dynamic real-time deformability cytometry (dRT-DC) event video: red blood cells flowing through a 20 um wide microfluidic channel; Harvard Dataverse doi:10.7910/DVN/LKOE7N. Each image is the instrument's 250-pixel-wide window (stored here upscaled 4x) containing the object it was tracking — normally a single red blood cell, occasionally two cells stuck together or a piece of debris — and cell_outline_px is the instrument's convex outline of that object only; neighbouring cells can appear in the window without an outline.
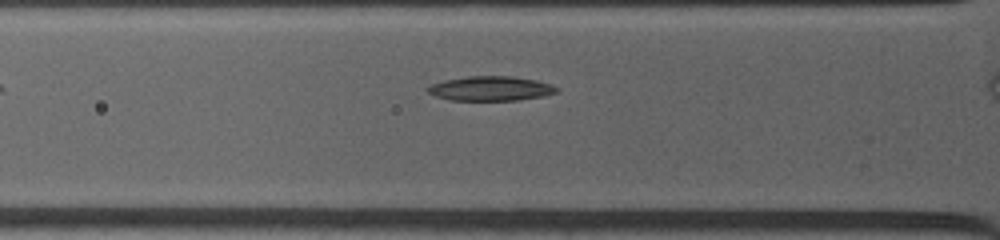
{"species": "common noctule bat (a hibernating species)", "species_latin": "Nyctalus noctula", "temperature_condition": "warm", "stored_images_in_passage": 25, "camera_frame_rate_fps": 4500, "um_per_image_px": 0.085, "animal": {"sex": "female", "body_mass_g": 19.0, "forearm_length_mm": 53.3}, "frame": {"image": 1, "passage_image": 2, "time_ms": 0.222, "image_size_px": [1000, 240], "cell_outline_px": [[560, 92], [544, 96], [516, 100], [448, 100], [436, 96], [428, 92], [424, 88], [432, 84], [444, 80], [468, 76], [512, 76], [536, 80], [552, 84], [560, 88]], "centroid_in_image_um": [41.74, 7.52], "position_along_channel_um": 84.1, "area_um2": 18.61}}
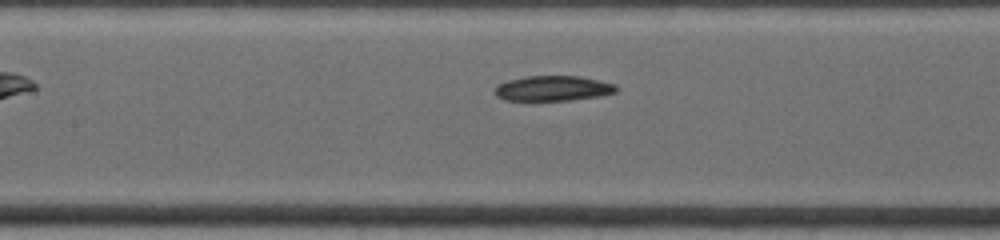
{"frame": {"image": 2, "passage_image": 7, "time_ms": 2.222, "image_size_px": [1000, 240], "cell_outline_px": [[620, 88], [616, 92], [600, 96], [568, 100], [504, 100], [496, 96], [492, 92], [496, 84], [508, 80], [528, 76], [580, 76], [600, 80], [616, 84]], "centroid_in_image_um": [47.0, 7.5], "position_along_channel_um": 160.4, "area_um2": 18.03}}
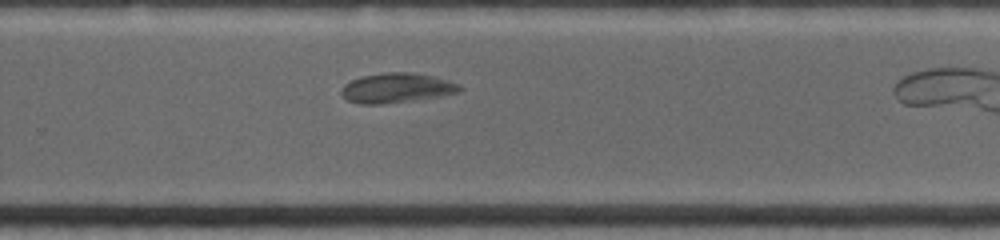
{"frame": {"image": 3, "passage_image": 16, "time_ms": 5.778, "image_size_px": [1000, 240], "cell_outline_px": [[464, 88], [460, 92], [440, 96], [380, 104], [360, 104], [348, 100], [340, 92], [340, 88], [344, 84], [352, 80], [364, 76], [384, 72], [408, 72], [432, 76], [448, 80]], "centroid_in_image_um": [33.7, 7.47], "position_along_channel_um": 296.1, "area_um2": 20.23}}